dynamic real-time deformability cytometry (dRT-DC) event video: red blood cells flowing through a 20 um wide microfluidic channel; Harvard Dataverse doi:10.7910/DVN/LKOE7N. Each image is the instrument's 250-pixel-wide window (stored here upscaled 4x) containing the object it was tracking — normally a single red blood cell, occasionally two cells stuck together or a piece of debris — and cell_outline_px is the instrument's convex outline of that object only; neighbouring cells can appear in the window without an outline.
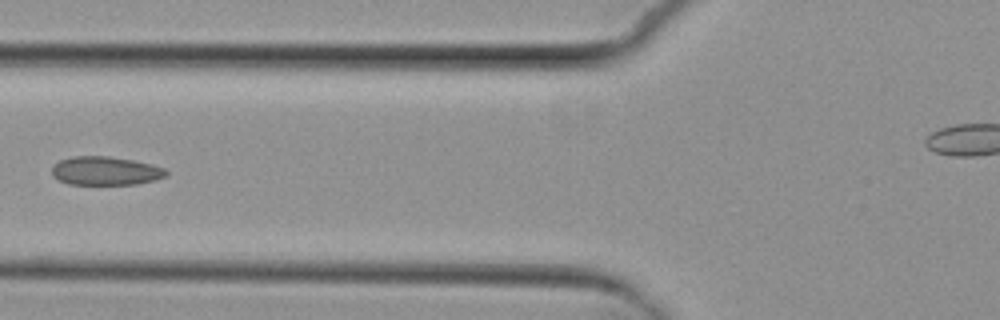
{"species": "common noctule bat (a hibernating species)", "species_latin": "Nyctalus noctula", "temperature_condition": "cold", "stored_images_in_passage": 6, "camera_frame_rate_fps": 3000, "um_per_image_px": 0.085, "animal": {"sex": "female", "body_mass_g": 29.2, "forearm_length_mm": 56.3}, "frame": {"image": 1, "passage_image": 6, "time_ms": 6.667, "image_size_px": [1000, 320], "cell_outline_px": [[168, 176], [156, 180], [136, 184], [68, 184], [52, 176], [52, 168], [60, 160], [72, 156], [108, 156], [132, 160], [152, 164], [164, 168], [168, 172]], "centroid_in_image_um": [9.0, 14.52], "position_along_channel_um": 116.8, "area_um2": 19.07}}